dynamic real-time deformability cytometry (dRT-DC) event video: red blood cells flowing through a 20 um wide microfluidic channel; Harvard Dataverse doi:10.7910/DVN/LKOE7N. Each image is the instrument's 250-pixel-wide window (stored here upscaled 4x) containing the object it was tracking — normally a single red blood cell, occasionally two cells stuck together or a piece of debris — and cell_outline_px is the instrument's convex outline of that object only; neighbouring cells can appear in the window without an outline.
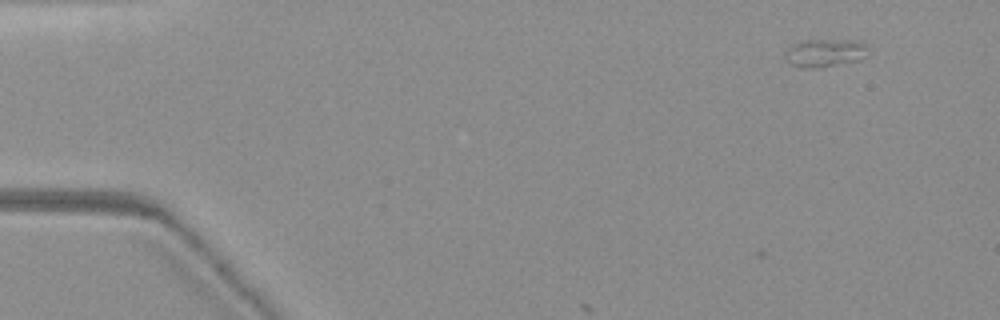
{"species": "common noctule bat (a hibernating species)", "species_latin": "Nyctalus noctula", "temperature_condition": "warm", "stored_images_in_passage": 4, "camera_frame_rate_fps": 3000, "um_per_image_px": 0.085, "animal": {"sex": "female", "body_mass_g": 19.3, "forearm_length_mm": 54.1}, "frame": {"image": 1, "passage_image": 4, "time_ms": 1.0, "image_size_px": [1000, 320], "cell_outline_px": [[868, 48], [856, 60], [820, 68], [804, 68], [792, 64], [784, 60], [784, 56], [788, 48], [792, 44], [804, 40], [856, 40], [868, 44]], "centroid_in_image_um": [70.04, 4.48], "position_along_channel_um": 15.0, "area_um2": 13.35}}